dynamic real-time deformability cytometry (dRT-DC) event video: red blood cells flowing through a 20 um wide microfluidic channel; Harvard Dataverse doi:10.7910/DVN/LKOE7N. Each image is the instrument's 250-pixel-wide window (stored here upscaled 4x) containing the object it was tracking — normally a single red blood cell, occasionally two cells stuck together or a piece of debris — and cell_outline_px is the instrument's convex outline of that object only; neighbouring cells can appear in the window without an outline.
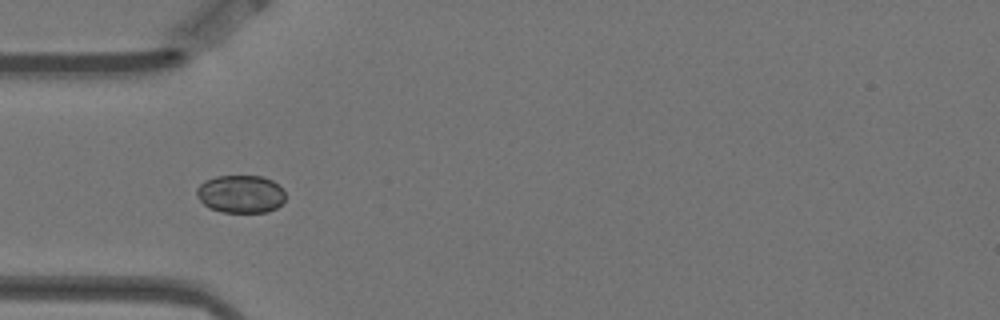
{"species": "Egyptian fruit bat (a non-hibernating species)", "species_latin": "Rousettus aegyptiacus", "temperature_condition": "warm", "stored_images_in_passage": 3, "camera_frame_rate_fps": 3000, "um_per_image_px": 0.085, "animal": {"sex": "female"}, "frame": {"image": 1, "passage_image": 2, "time_ms": 0.333, "image_size_px": [1000, 320], "cell_outline_px": [[284, 200], [276, 208], [268, 212], [220, 212], [208, 208], [196, 196], [196, 188], [204, 180], [216, 176], [264, 176], [272, 180], [284, 192]], "centroid_in_image_um": [20.41, 16.49], "position_along_channel_um": 64.6, "area_um2": 19.65}}
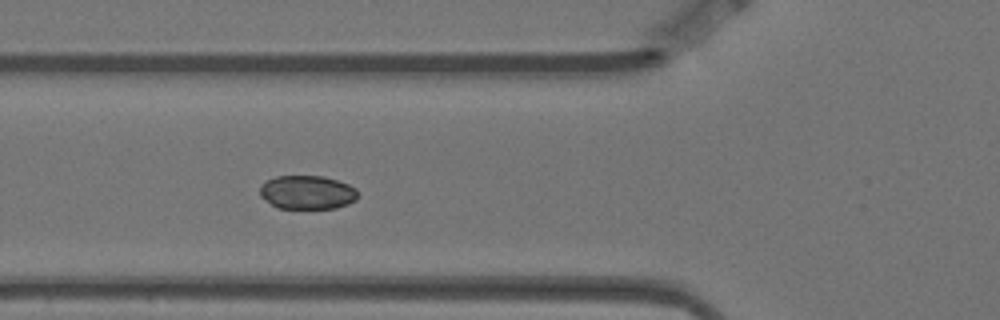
{"frame": {"image": 2, "passage_image": 3, "time_ms": 0.667, "image_size_px": [1000, 320], "cell_outline_px": [[356, 200], [348, 204], [336, 208], [276, 208], [260, 196], [260, 184], [276, 176], [324, 176], [348, 184], [356, 188]], "centroid_in_image_um": [26.09, 16.35], "position_along_channel_um": 99.7, "area_um2": 19.25}}